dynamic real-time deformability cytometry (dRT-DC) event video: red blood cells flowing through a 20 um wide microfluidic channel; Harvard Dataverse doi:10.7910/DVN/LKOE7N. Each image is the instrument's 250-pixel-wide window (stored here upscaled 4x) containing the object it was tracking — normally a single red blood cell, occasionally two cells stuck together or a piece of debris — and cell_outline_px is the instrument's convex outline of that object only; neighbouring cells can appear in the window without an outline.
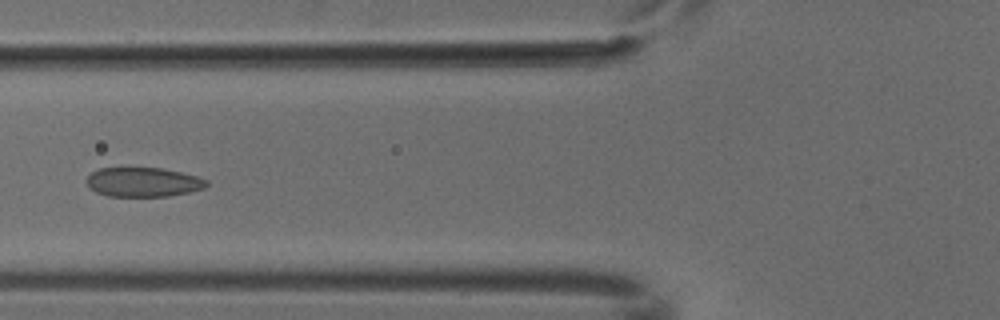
{"species": "common noctule bat (a hibernating species)", "species_latin": "Nyctalus noctula", "temperature_condition": "cold", "stored_images_in_passage": 4, "camera_frame_rate_fps": 3000, "um_per_image_px": 0.085, "animal": {"sex": "male", "body_mass_g": 18.8}, "frame": {"image": 1, "passage_image": 3, "time_ms": 0.667, "image_size_px": [1000, 320], "cell_outline_px": [[208, 184], [204, 188], [188, 192], [168, 196], [108, 196], [96, 192], [88, 188], [84, 180], [92, 172], [100, 168], [160, 168], [180, 172], [196, 176], [208, 180]], "centroid_in_image_um": [12.13, 15.48], "position_along_channel_um": 113.7, "area_um2": 20.52}}
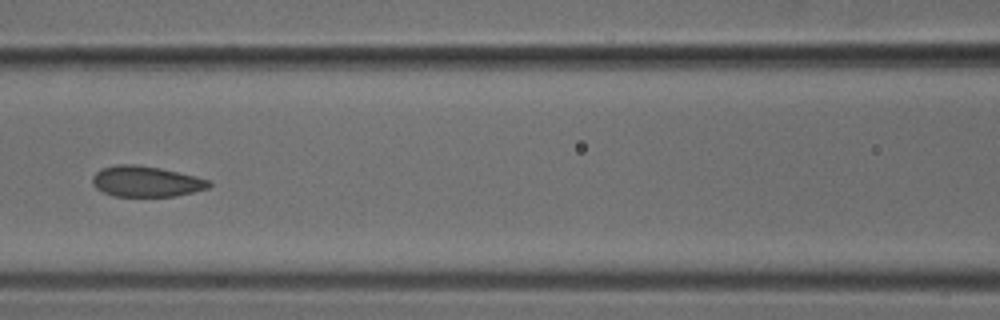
{"frame": {"image": 2, "passage_image": 4, "time_ms": 1.0, "image_size_px": [1000, 320], "cell_outline_px": [[212, 184], [208, 188], [176, 196], [112, 196], [96, 188], [92, 184], [92, 176], [100, 168], [116, 164], [136, 164], [160, 168], [196, 176], [208, 180]], "centroid_in_image_um": [12.38, 15.41], "position_along_channel_um": 154.2, "area_um2": 20.92}}